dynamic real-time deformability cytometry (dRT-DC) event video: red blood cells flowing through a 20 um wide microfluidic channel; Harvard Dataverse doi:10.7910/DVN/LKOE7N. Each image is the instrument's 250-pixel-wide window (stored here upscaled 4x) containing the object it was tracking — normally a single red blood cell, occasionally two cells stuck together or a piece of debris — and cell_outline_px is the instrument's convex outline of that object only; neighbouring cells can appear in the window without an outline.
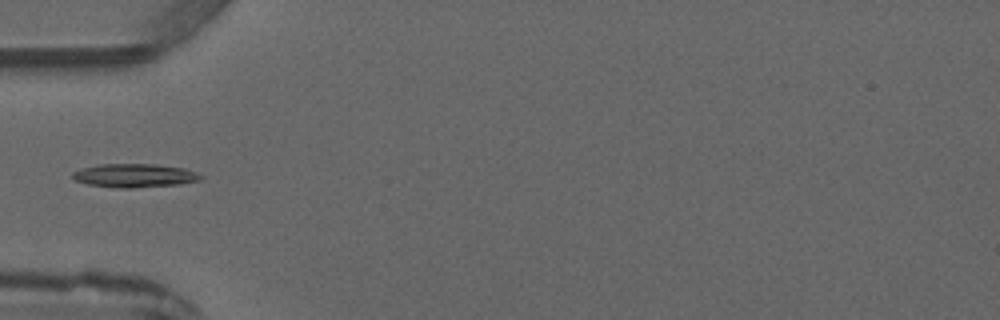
{"species": "common noctule bat (a hibernating species)", "species_latin": "Nyctalus noctula", "temperature_condition": "warm", "stored_images_in_passage": 6, "camera_frame_rate_fps": 3000, "um_per_image_px": 0.085, "animal": {"sex": "male", "forearm_length_mm": 52.5}, "frame": {"image": 1, "passage_image": 5, "time_ms": 5.0, "image_size_px": [1000, 320], "cell_outline_px": [[204, 176], [200, 180], [180, 184], [132, 188], [120, 188], [88, 184], [76, 180], [72, 176], [72, 172], [84, 168], [100, 164], [156, 164], [184, 168], [196, 172]], "centroid_in_image_um": [11.48, 14.92], "position_along_channel_um": 73.5, "area_um2": 17.51}}
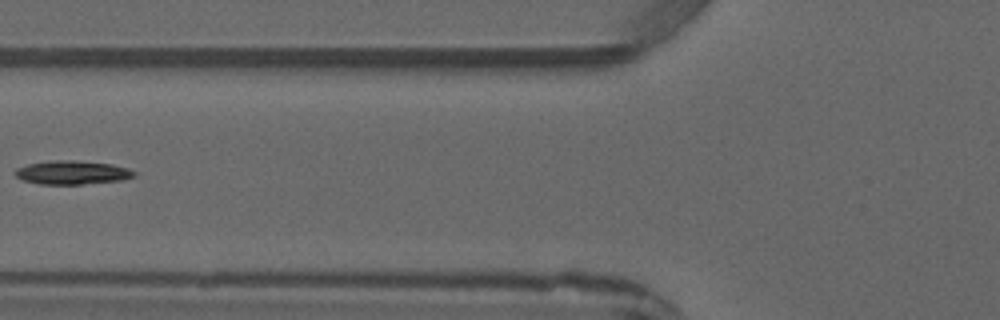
{"frame": {"image": 2, "passage_image": 6, "time_ms": 6.0, "image_size_px": [1000, 320], "cell_outline_px": [[136, 176], [120, 180], [80, 184], [40, 184], [24, 180], [16, 176], [16, 168], [28, 164], [56, 160], [64, 160], [112, 164], [128, 168], [136, 172]], "centroid_in_image_um": [6.16, 14.67], "position_along_channel_um": 119.6, "area_um2": 16.07}}